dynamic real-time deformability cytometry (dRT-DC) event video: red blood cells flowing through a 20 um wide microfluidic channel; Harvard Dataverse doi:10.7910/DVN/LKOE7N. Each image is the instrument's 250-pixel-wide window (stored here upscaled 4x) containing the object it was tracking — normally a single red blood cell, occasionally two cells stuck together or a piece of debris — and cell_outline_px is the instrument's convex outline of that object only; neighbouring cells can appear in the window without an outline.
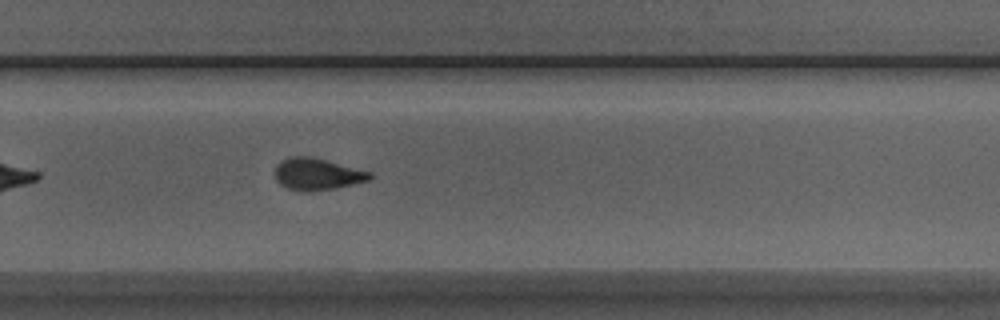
{"species": "Egyptian fruit bat (a non-hibernating species)", "species_latin": "Rousettus aegyptiacus", "temperature_condition": "room temperature", "stored_images_in_passage": 25, "camera_frame_rate_fps": 3000, "um_per_image_px": 0.085, "animal": {"sex": "male"}, "frame": {"image": 1, "passage_image": 21, "time_ms": 6.667, "image_size_px": [1000, 320], "cell_outline_px": [[372, 180], [336, 188], [308, 192], [304, 192], [288, 188], [280, 184], [276, 180], [276, 168], [284, 160], [292, 156], [308, 156], [372, 172]], "centroid_in_image_um": [27.01, 14.83], "position_along_channel_um": 302.8, "area_um2": 17.34}}